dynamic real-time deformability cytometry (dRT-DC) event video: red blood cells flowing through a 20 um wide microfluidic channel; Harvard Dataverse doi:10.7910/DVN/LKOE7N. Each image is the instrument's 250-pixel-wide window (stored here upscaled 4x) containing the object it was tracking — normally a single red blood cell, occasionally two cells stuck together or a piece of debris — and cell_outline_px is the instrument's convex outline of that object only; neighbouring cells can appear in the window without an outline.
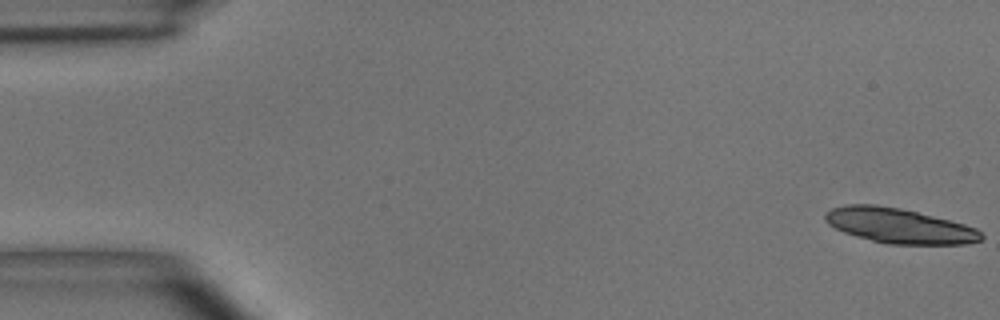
{"species": "common noctule bat (a hibernating species)", "species_latin": "Nyctalus noctula", "temperature_condition": "room temperature", "stored_images_in_passage": 6, "camera_frame_rate_fps": 3000, "um_per_image_px": 0.085, "animal": {"sex": "male", "body_mass_g": 15.6}, "frame": {"image": 1, "passage_image": 1, "time_ms": 0.0, "image_size_px": [1000, 320], "cell_outline_px": [[984, 236], [980, 240], [964, 244], [888, 244], [856, 236], [844, 232], [828, 224], [824, 220], [824, 212], [832, 208], [848, 204], [876, 204], [900, 208], [964, 224], [976, 228]], "centroid_in_image_um": [76.38, 19.18], "position_along_channel_um": 8.6, "area_um2": 31.56}}